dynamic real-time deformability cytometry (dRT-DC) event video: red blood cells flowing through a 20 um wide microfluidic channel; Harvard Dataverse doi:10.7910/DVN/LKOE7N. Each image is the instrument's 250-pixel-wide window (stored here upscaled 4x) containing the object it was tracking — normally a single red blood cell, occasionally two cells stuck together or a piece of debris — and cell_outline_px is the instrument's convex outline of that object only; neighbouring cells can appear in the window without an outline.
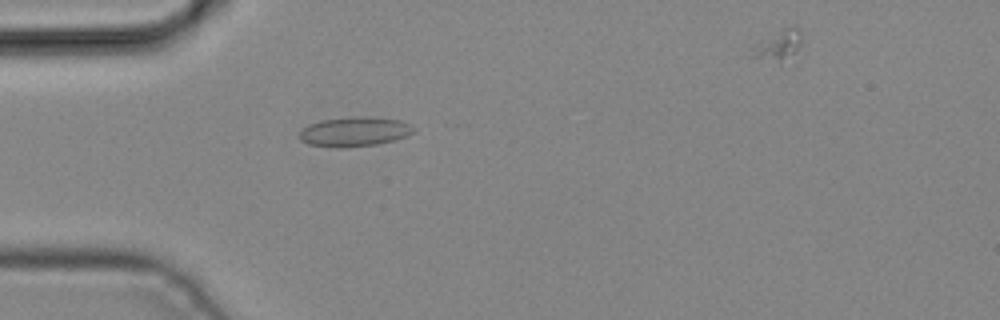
{"species": "common noctule bat (a hibernating species)", "species_latin": "Nyctalus noctula", "temperature_condition": "cold", "stored_images_in_passage": 3, "camera_frame_rate_fps": 3000, "um_per_image_px": 0.085, "animal": {"sex": "male", "body_mass_g": 19.2, "forearm_length_mm": 51.8}, "frame": {"image": 1, "passage_image": 2, "time_ms": 0.333, "image_size_px": [1000, 320], "cell_outline_px": [[416, 132], [408, 136], [376, 144], [340, 148], [336, 148], [308, 144], [300, 140], [300, 132], [308, 124], [320, 120], [352, 116], [368, 116], [400, 120], [412, 124], [416, 128]], "centroid_in_image_um": [30.17, 11.18], "position_along_channel_um": 54.8, "area_um2": 19.94}}